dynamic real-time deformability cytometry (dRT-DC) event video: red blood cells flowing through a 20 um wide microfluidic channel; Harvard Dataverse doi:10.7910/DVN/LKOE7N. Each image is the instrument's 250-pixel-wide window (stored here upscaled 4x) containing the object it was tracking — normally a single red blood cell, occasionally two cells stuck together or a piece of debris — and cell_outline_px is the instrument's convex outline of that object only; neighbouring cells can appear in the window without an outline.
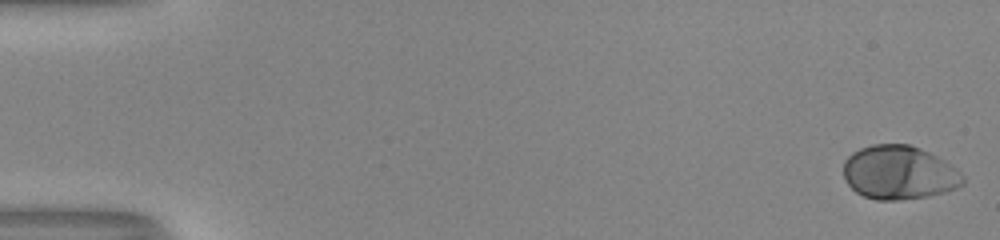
{"species": "human", "species_latin": "Homo sapiens", "temperature_condition": "room temperature", "stored_images_in_passage": 53, "camera_frame_rate_fps": 3000, "um_per_image_px": 0.085, "donor": {"sex": "male"}, "frame": {"image": 1, "passage_image": 1, "time_ms": 0.0, "image_size_px": [1000, 240], "cell_outline_px": [[964, 184], [956, 188], [944, 192], [928, 196], [896, 200], [876, 200], [864, 196], [856, 192], [848, 184], [844, 176], [844, 160], [852, 152], [860, 148], [872, 144], [908, 144], [920, 148], [936, 156], [956, 168], [964, 176]], "centroid_in_image_um": [76.41, 14.67], "position_along_channel_um": 8.6, "area_um2": 37.4}}
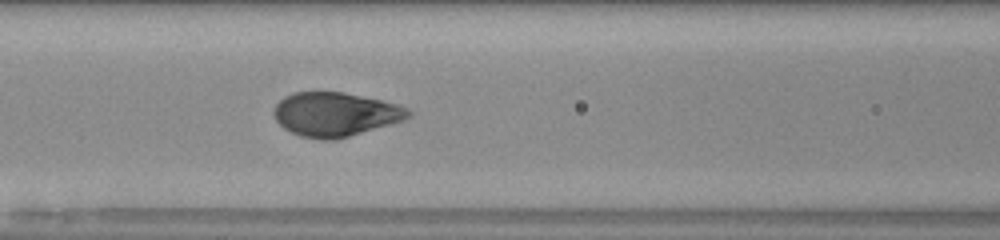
{"frame": {"image": 2, "passage_image": 24, "time_ms": 7.667, "image_size_px": [1000, 240], "cell_outline_px": [[412, 116], [404, 120], [336, 140], [320, 140], [300, 136], [284, 128], [276, 120], [272, 112], [276, 104], [284, 96], [292, 92], [344, 92], [380, 100], [396, 104], [408, 108], [412, 112]], "centroid_in_image_um": [28.49, 9.72], "position_along_channel_um": 138.1, "area_um2": 34.56}}
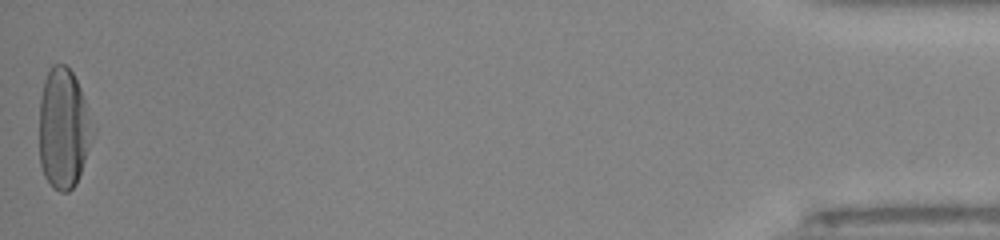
{"frame": {"image": 3, "passage_image": 53, "time_ms": 17.333, "image_size_px": [1000, 240], "cell_outline_px": [[96, 132], [76, 184], [68, 192], [60, 192], [52, 188], [44, 176], [40, 164], [40, 96], [44, 80], [48, 68], [52, 64], [64, 64], [72, 72], [80, 88], [96, 128]], "centroid_in_image_um": [5.42, 10.93], "position_along_channel_um": 429.8, "area_um2": 38.03}, "authors_computed_cell_mechanics": {"area_um2": 35.1424, "velocity_mm_per_s": 4.0049, "shape_relaxation_time_tau1_ms": 2.6698, "shape_relaxation_time_tau2_ms": null, "deformation_change_tau1": 0.1966, "deformation_change_tau2": null}}